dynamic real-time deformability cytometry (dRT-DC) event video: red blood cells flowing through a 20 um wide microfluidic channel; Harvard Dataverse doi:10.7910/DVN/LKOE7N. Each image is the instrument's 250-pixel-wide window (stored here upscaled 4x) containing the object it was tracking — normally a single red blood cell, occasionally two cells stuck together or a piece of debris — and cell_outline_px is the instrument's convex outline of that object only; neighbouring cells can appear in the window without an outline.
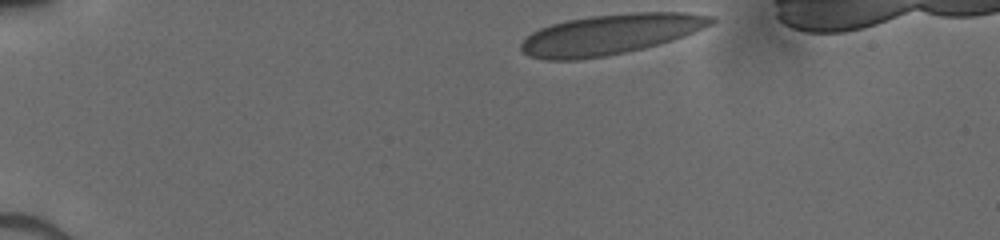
{"species": "human", "species_latin": "Homo sapiens", "temperature_condition": "cold", "stored_images_in_passage": 34, "camera_frame_rate_fps": 3000, "um_per_image_px": 0.085, "donor": {"sex": "male"}, "frame": {"image": 1, "passage_image": 1, "time_ms": 0.0, "image_size_px": [1000, 240], "cell_outline_px": [[716, 20], [712, 24], [684, 36], [672, 40], [644, 48], [604, 56], [576, 60], [544, 60], [528, 56], [520, 48], [520, 44], [532, 32], [540, 28], [552, 24], [568, 20], [592, 16], [632, 12], [684, 12], [712, 16]], "centroid_in_image_um": [51.87, 2.92], "position_along_channel_um": 33.1, "area_um2": 44.39}}
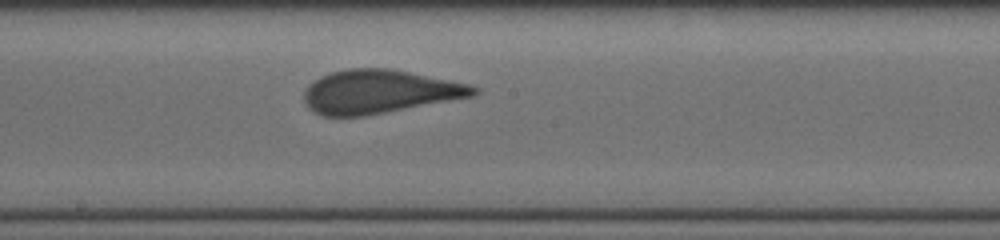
{"frame": {"image": 2, "passage_image": 20, "time_ms": 6.333, "image_size_px": [1000, 240], "cell_outline_px": [[480, 92], [476, 96], [364, 116], [324, 116], [312, 112], [308, 108], [304, 100], [304, 92], [308, 84], [320, 76], [332, 72], [348, 68], [388, 68], [472, 84], [480, 88]], "centroid_in_image_um": [32.27, 7.79], "position_along_channel_um": 215.9, "area_um2": 43.35}}
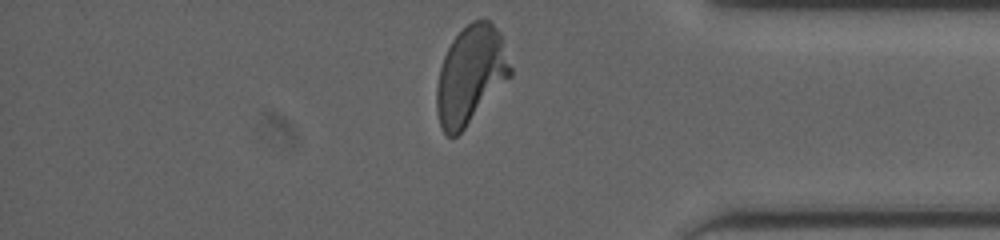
{"frame": {"image": 3, "passage_image": 34, "time_ms": 11.0, "image_size_px": [1000, 240], "cell_outline_px": [[512, 76], [464, 128], [456, 136], [448, 136], [444, 132], [440, 124], [436, 108], [436, 88], [440, 68], [444, 56], [452, 40], [472, 20], [484, 16], [500, 32], [512, 68]], "centroid_in_image_um": [40.01, 6.34], "position_along_channel_um": 395.2, "area_um2": 41.96}}